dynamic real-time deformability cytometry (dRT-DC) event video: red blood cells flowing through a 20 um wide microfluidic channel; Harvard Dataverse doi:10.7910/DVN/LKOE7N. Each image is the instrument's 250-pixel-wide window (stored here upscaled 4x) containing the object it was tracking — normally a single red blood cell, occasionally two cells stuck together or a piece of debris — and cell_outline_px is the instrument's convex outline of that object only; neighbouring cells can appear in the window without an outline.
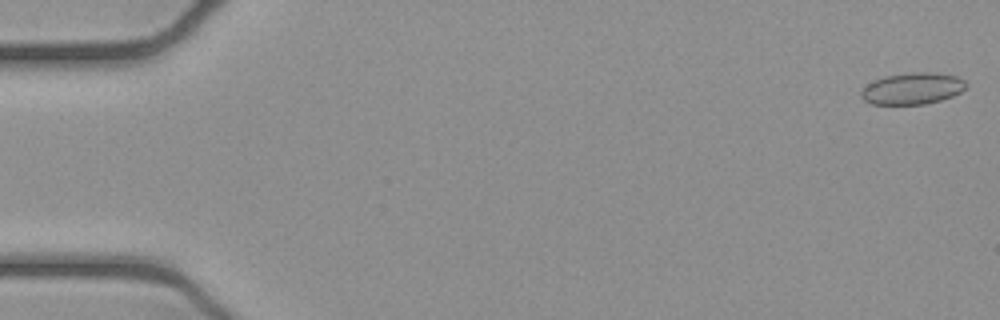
{"species": "common noctule bat (a hibernating species)", "species_latin": "Nyctalus noctula", "temperature_condition": "cold", "stored_images_in_passage": 52, "camera_frame_rate_fps": 3000, "um_per_image_px": 0.085, "animal": {"sex": "female", "body_mass_g": 21.9}, "frame": {"image": 1, "passage_image": 1, "time_ms": 0.0, "image_size_px": [1000, 320], "cell_outline_px": [[968, 84], [960, 92], [952, 96], [940, 100], [924, 104], [872, 104], [864, 100], [860, 96], [860, 88], [884, 76], [908, 72], [936, 72], [956, 76], [964, 80]], "centroid_in_image_um": [77.54, 7.51], "position_along_channel_um": 7.5, "area_um2": 19.42}}
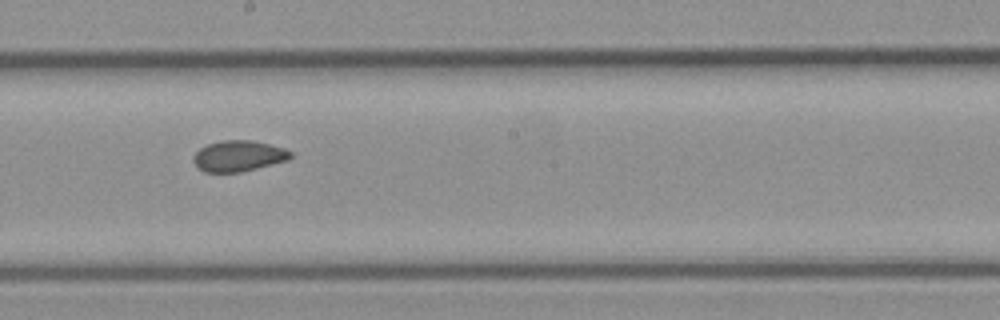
{"frame": {"image": 2, "passage_image": 29, "time_ms": 9.333, "image_size_px": [1000, 320], "cell_outline_px": [[292, 156], [288, 160], [240, 172], [204, 172], [196, 168], [192, 160], [192, 156], [200, 148], [208, 144], [220, 140], [252, 140], [284, 148], [292, 152]], "centroid_in_image_um": [20.23, 13.26], "position_along_channel_um": 228.0, "area_um2": 17.57}}
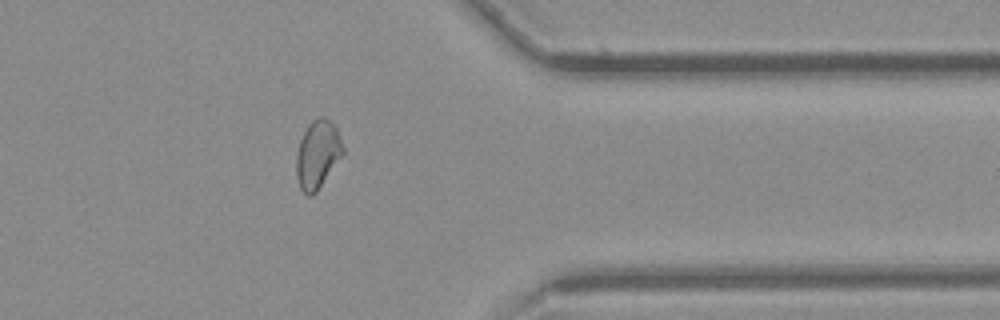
{"frame": {"image": 3, "passage_image": 42, "time_ms": 13.667, "image_size_px": [1000, 320], "cell_outline_px": [[344, 152], [316, 192], [312, 196], [308, 196], [300, 188], [296, 176], [296, 156], [300, 140], [308, 124], [312, 120], [320, 116], [324, 116], [332, 120], [336, 128], [344, 148]], "centroid_in_image_um": [26.99, 13.09], "position_along_channel_um": 384.4, "area_um2": 18.44}}